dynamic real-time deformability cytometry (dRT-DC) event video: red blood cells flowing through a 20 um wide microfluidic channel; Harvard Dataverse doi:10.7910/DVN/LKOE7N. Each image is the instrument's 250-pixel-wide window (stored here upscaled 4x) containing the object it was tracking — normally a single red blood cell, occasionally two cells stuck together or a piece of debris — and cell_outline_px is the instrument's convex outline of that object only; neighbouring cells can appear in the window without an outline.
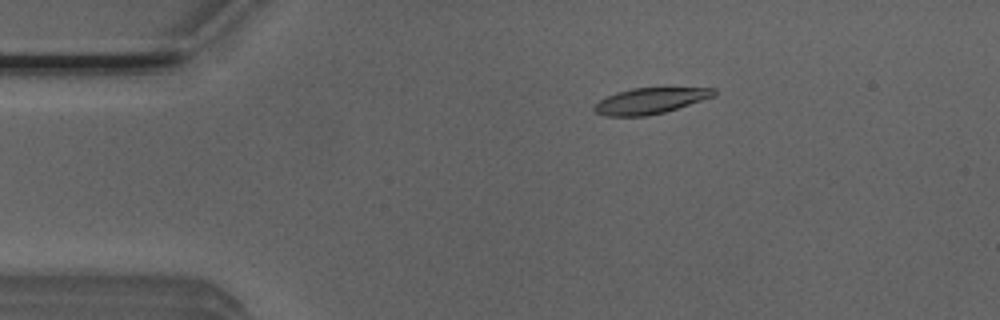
{"species": "Egyptian fruit bat (a non-hibernating species)", "species_latin": "Rousettus aegyptiacus", "temperature_condition": "room temperature", "stored_images_in_passage": 53, "camera_frame_rate_fps": 3000, "um_per_image_px": 0.085, "animal": {"sex": "male"}, "frame": {"image": 1, "passage_image": 10, "time_ms": 3.0, "image_size_px": [1000, 320], "cell_outline_px": [[716, 96], [664, 112], [648, 116], [604, 116], [596, 112], [592, 108], [604, 96], [616, 92], [632, 88], [716, 88]], "centroid_in_image_um": [55.25, 8.57], "position_along_channel_um": 29.8, "area_um2": 18.09}}
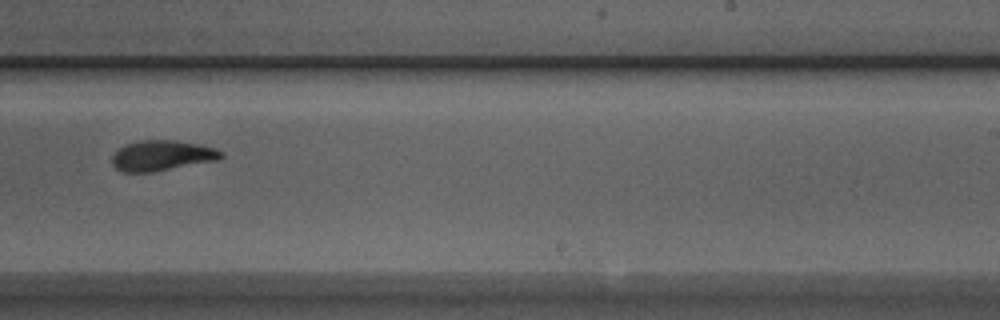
{"frame": {"image": 2, "passage_image": 33, "time_ms": 10.667, "image_size_px": [1000, 320], "cell_outline_px": [[224, 156], [220, 160], [152, 172], [120, 172], [112, 164], [112, 156], [124, 144], [140, 140], [176, 140], [200, 144], [224, 152]], "centroid_in_image_um": [13.78, 13.22], "position_along_channel_um": 275.2, "area_um2": 19.48}}
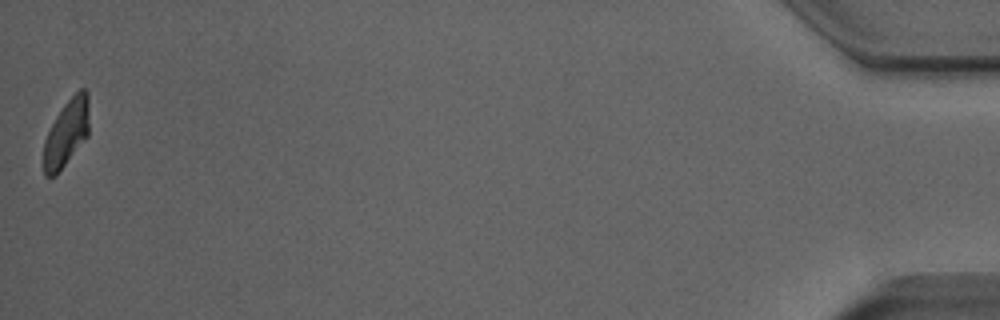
{"frame": {"image": 3, "passage_image": 53, "time_ms": 17.333, "image_size_px": [1000, 320], "cell_outline_px": [[88, 136], [56, 176], [44, 176], [44, 140], [56, 116], [64, 104], [80, 88], [84, 88], [88, 92]], "centroid_in_image_um": [5.65, 11.31], "position_along_channel_um": 429.5, "area_um2": 17.63}, "authors_computed_cell_mechanics": {"area_um2": 19.1318, "velocity_mm_per_s": 3.8618, "shape_relaxation_time_tau1_ms": 4.0413, "shape_relaxation_time_tau2_ms": 1.6198, "deformation_change_tau1": 0.1716, "deformation_change_tau2": 0.0755}}